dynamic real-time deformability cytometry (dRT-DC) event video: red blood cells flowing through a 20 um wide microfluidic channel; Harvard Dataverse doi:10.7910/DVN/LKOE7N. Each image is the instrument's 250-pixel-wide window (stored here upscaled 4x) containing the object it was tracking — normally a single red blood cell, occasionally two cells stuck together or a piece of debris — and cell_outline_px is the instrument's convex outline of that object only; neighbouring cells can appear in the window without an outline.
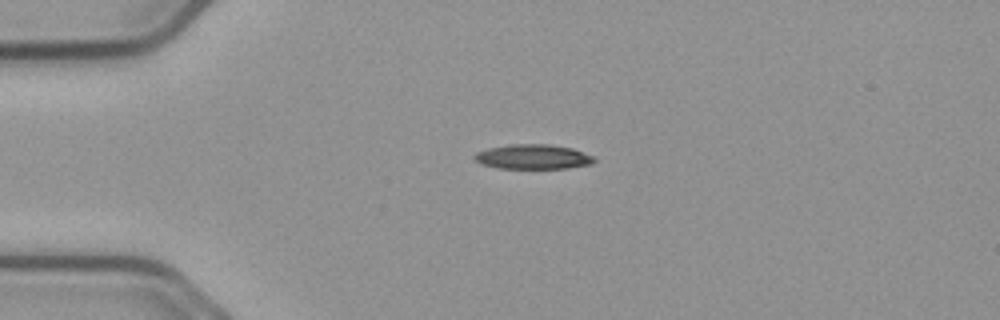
{"species": "common noctule bat (a hibernating species)", "species_latin": "Nyctalus noctula", "temperature_condition": "cold", "stored_images_in_passage": 55, "camera_frame_rate_fps": 3000, "um_per_image_px": 0.085, "animal": {"sex": "male", "body_mass_g": 23.1, "forearm_length_mm": 52.7}, "frame": {"image": 1, "passage_image": 13, "time_ms": 4.0, "image_size_px": [1000, 320], "cell_outline_px": [[596, 160], [592, 164], [568, 168], [500, 168], [484, 164], [476, 160], [472, 156], [476, 152], [488, 148], [512, 144], [548, 144], [572, 148], [596, 156]], "centroid_in_image_um": [45.36, 13.32], "position_along_channel_um": 39.6, "area_um2": 17.22}}
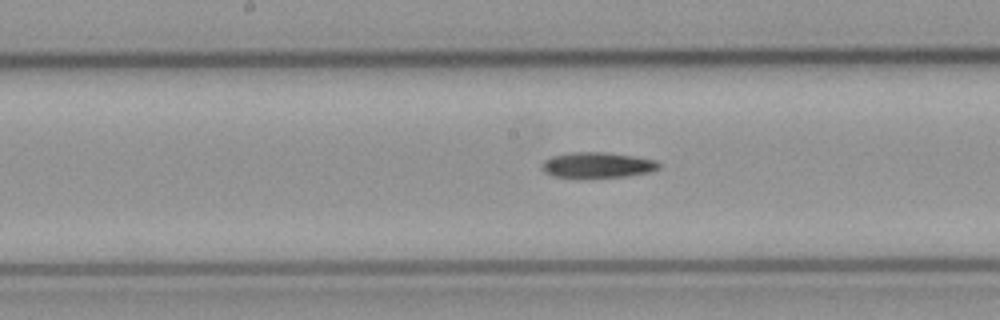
{"frame": {"image": 2, "passage_image": 28, "time_ms": 9.0, "image_size_px": [1000, 320], "cell_outline_px": [[660, 168], [648, 172], [624, 176], [556, 176], [544, 172], [540, 168], [544, 160], [552, 156], [572, 152], [604, 152], [636, 156], [656, 160], [660, 164]], "centroid_in_image_um": [50.79, 14.0], "position_along_channel_um": 197.4, "area_um2": 16.99}}
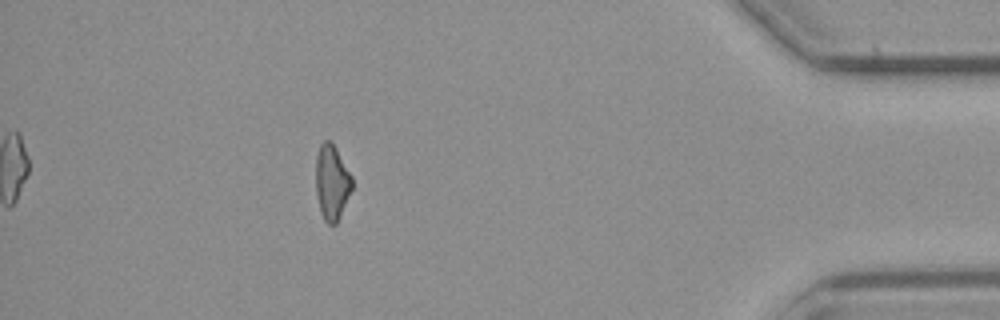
{"frame": {"image": 3, "passage_image": 49, "time_ms": 16.0, "image_size_px": [1000, 320], "cell_outline_px": [[352, 188], [340, 216], [336, 224], [328, 224], [324, 220], [320, 212], [316, 196], [316, 156], [320, 144], [324, 140], [332, 140], [352, 176]], "centroid_in_image_um": [28.19, 15.47], "position_along_channel_um": 407.0, "area_um2": 16.01}}